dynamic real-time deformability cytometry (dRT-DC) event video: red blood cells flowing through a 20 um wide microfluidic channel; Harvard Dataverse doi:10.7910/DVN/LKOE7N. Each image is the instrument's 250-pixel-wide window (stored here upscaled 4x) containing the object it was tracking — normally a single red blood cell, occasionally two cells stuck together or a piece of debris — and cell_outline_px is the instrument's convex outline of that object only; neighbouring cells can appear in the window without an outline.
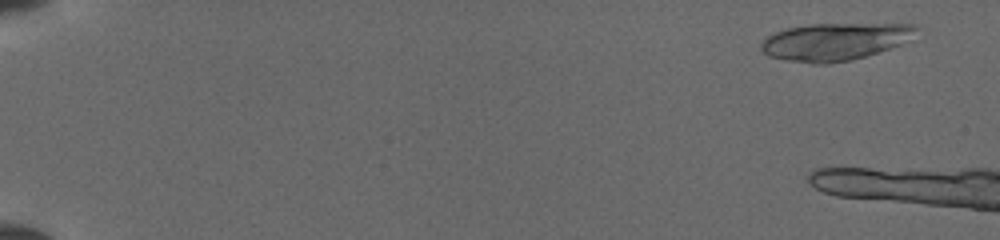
{"species": "common noctule bat (a hibernating species)", "species_latin": "Nyctalus noctula", "temperature_condition": "cold", "stored_images_in_passage": 7, "camera_frame_rate_fps": 3000, "um_per_image_px": 0.085, "animal": {"sex": "female", "body_mass_g": 19.5, "forearm_length_mm": 54.1}, "frame": {"image": 1, "passage_image": 3, "time_ms": 0.667, "image_size_px": [1000, 240], "cell_outline_px": [[920, 28], [900, 44], [864, 56], [848, 60], [828, 64], [812, 64], [784, 60], [768, 56], [760, 48], [760, 44], [768, 36], [784, 28], [808, 24], [920, 24]], "centroid_in_image_um": [70.9, 3.53], "position_along_channel_um": 14.1, "area_um2": 33.58}}